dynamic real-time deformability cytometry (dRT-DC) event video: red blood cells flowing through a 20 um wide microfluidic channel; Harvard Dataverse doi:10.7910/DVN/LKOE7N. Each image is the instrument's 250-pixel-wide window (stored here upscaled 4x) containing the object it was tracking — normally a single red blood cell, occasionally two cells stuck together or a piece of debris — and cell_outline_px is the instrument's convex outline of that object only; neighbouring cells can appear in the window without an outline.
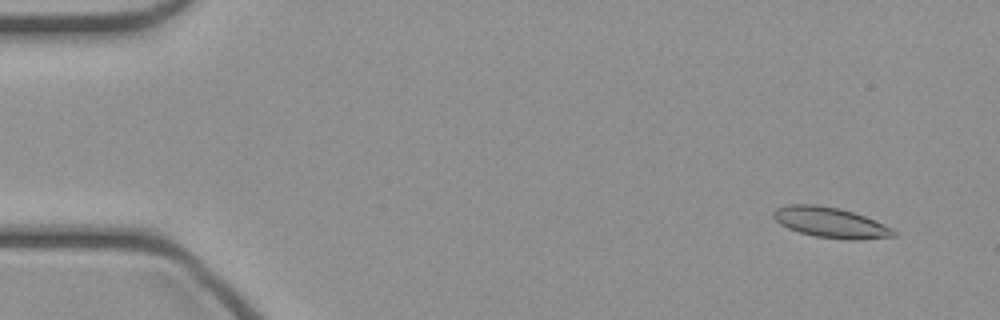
{"species": "common noctule bat (a hibernating species)", "species_latin": "Nyctalus noctula", "temperature_condition": "cold", "stored_images_in_passage": 49, "camera_frame_rate_fps": 3000, "um_per_image_px": 0.085, "animal": {"sex": "female", "body_mass_g": 21.9}, "frame": {"image": 1, "passage_image": 4, "time_ms": 1.0, "image_size_px": [1000, 320], "cell_outline_px": [[896, 236], [856, 240], [848, 240], [816, 236], [800, 232], [788, 228], [780, 224], [772, 216], [772, 212], [776, 208], [792, 204], [816, 204], [840, 208], [864, 216], [892, 228], [896, 232]], "centroid_in_image_um": [70.57, 18.91], "position_along_channel_um": 14.4, "area_um2": 21.15}}
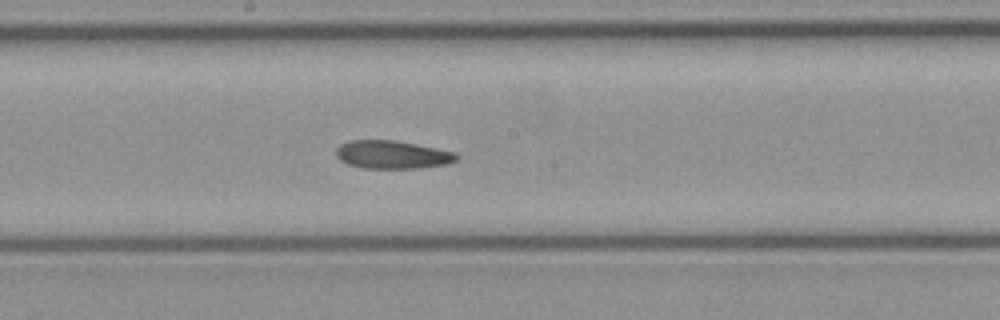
{"frame": {"image": 2, "passage_image": 26, "time_ms": 8.333, "image_size_px": [1000, 320], "cell_outline_px": [[460, 156], [456, 160], [448, 164], [420, 168], [360, 168], [348, 164], [340, 160], [336, 156], [336, 148], [340, 144], [348, 140], [396, 140], [456, 152]], "centroid_in_image_um": [33.34, 13.14], "position_along_channel_um": 214.9, "area_um2": 19.94}}
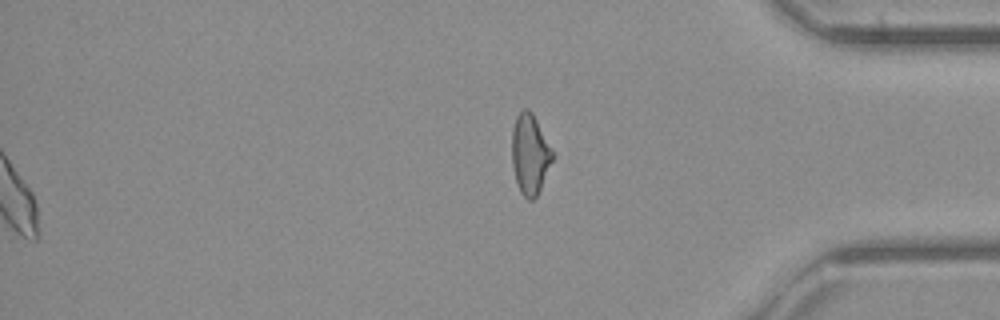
{"frame": {"image": 3, "passage_image": 49, "time_ms": 16.0, "image_size_px": [1000, 320], "cell_outline_px": [[556, 156], [536, 196], [532, 200], [528, 200], [520, 192], [512, 168], [512, 128], [516, 116], [524, 108], [528, 108], [532, 112]], "centroid_in_image_um": [45.06, 13.1], "position_along_channel_um": 390.1, "area_um2": 19.13}}